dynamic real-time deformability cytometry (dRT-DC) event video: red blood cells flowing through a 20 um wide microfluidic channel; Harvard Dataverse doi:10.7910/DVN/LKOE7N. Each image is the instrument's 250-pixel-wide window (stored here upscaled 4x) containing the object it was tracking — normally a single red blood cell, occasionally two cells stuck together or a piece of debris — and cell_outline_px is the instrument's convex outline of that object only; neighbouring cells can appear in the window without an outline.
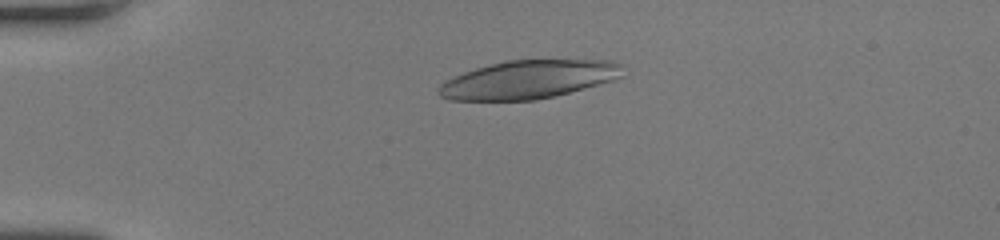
{"species": "human", "species_latin": "Homo sapiens", "temperature_condition": "room temperature", "stored_images_in_passage": 40, "camera_frame_rate_fps": 3000, "um_per_image_px": 0.085, "donor": {"sex": "female"}, "frame": {"image": 1, "passage_image": 3, "time_ms": 0.667, "image_size_px": [1000, 240], "cell_outline_px": [[624, 76], [612, 80], [556, 96], [536, 100], [448, 100], [440, 96], [436, 92], [436, 88], [444, 80], [464, 72], [476, 68], [508, 60], [608, 60], [624, 64]], "centroid_in_image_um": [44.92, 6.76], "position_along_channel_um": 40.1, "area_um2": 41.27}}
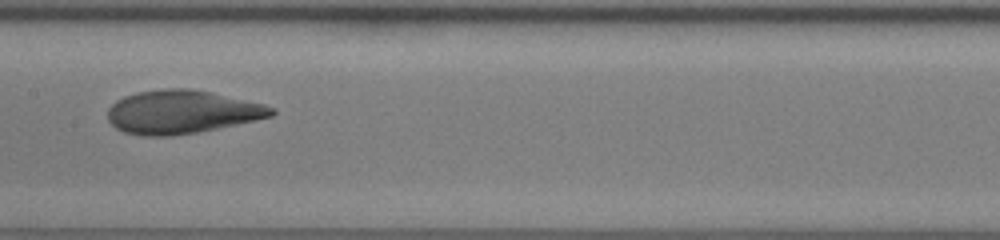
{"frame": {"image": 2, "passage_image": 17, "time_ms": 5.333, "image_size_px": [1000, 240], "cell_outline_px": [[276, 112], [272, 116], [256, 120], [196, 132], [172, 136], [140, 136], [124, 132], [116, 128], [108, 120], [108, 108], [116, 100], [124, 96], [136, 92], [164, 88], [188, 88], [208, 92], [264, 104], [276, 108]], "centroid_in_image_um": [15.42, 9.52], "position_along_channel_um": 192.0, "area_um2": 41.27}}
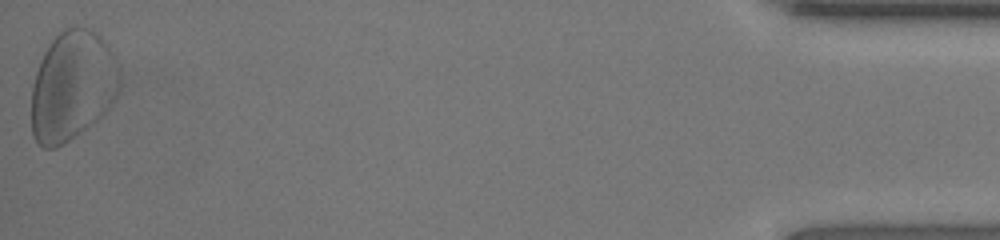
{"frame": {"image": 3, "passage_image": 40, "time_ms": 13.0, "image_size_px": [1000, 240], "cell_outline_px": [[116, 68], [112, 100], [108, 108], [88, 128], [56, 148], [44, 148], [36, 144], [32, 136], [32, 84], [40, 60], [44, 52], [52, 40], [64, 28], [76, 24], [88, 28], [96, 32], [108, 44], [116, 56]], "centroid_in_image_um": [6.08, 7.29], "position_along_channel_um": 429.1, "area_um2": 55.89}, "authors_computed_cell_mechanics": {"area_um2": 41.2403, "velocity_mm_per_s": 4.2445, "shape_relaxation_time_tau1_ms": 7.3639, "shape_relaxation_time_tau2_ms": 1.2657, "deformation_change_tau1": 0.2425, "deformation_change_tau2": 0.0802}}